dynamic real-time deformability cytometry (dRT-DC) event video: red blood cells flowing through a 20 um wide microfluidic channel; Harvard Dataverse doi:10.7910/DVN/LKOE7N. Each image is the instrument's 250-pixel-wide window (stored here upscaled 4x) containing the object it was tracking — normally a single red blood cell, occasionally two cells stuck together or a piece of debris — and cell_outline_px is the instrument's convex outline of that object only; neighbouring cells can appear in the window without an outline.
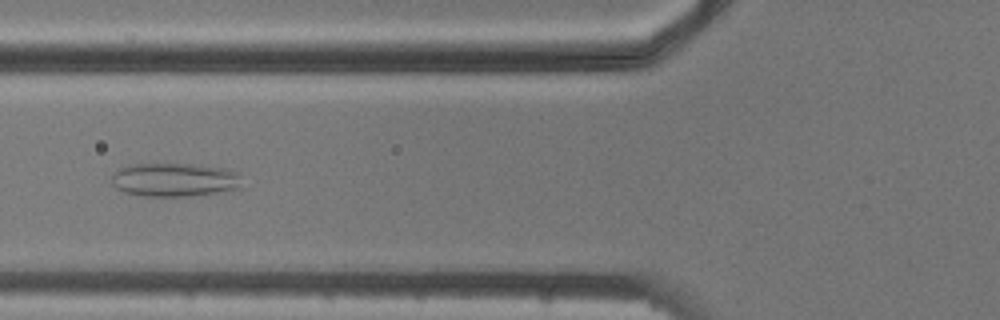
{"species": "common noctule bat (a hibernating species)", "species_latin": "Nyctalus noctula", "temperature_condition": "cold", "stored_images_in_passage": 6, "camera_frame_rate_fps": 3000, "um_per_image_px": 0.085, "animal": {"sex": "male", "body_mass_g": 20.5, "forearm_length_mm": 52.5}, "frame": {"image": 1, "passage_image": 6, "time_ms": 6.667, "image_size_px": [1000, 320], "cell_outline_px": [[240, 188], [216, 192], [184, 196], [144, 196], [124, 192], [116, 188], [112, 184], [112, 176], [120, 168], [128, 164], [200, 164], [224, 168], [240, 172]], "centroid_in_image_um": [14.84, 15.26], "position_along_channel_um": 111.0, "area_um2": 25.55}}